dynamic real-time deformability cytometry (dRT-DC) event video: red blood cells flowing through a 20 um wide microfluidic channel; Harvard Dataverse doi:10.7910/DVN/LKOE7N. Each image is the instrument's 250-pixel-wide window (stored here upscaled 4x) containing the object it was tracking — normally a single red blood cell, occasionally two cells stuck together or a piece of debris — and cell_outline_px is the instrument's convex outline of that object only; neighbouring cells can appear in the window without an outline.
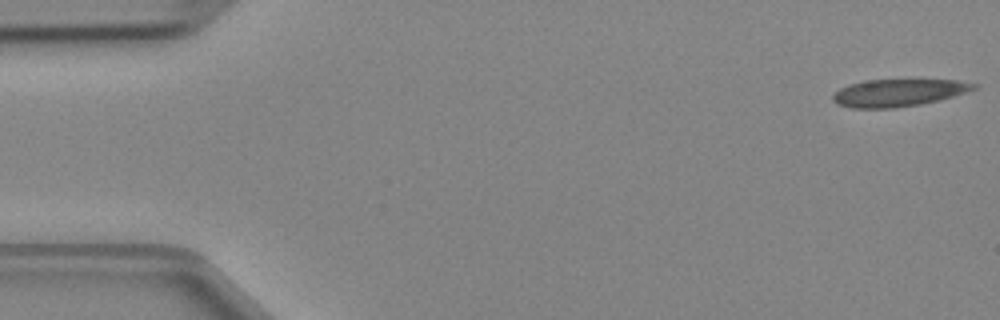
{"species": "Egyptian fruit bat (a non-hibernating species)", "species_latin": "Rousettus aegyptiacus", "temperature_condition": "cold", "stored_images_in_passage": 47, "camera_frame_rate_fps": 3000, "um_per_image_px": 0.085, "animal": {"sex": "female"}, "frame": {"image": 1, "passage_image": 1, "time_ms": 0.0, "image_size_px": [1000, 320], "cell_outline_px": [[980, 84], [976, 88], [940, 100], [920, 104], [892, 108], [852, 108], [836, 104], [832, 100], [832, 96], [840, 88], [848, 84], [864, 80], [956, 80]], "centroid_in_image_um": [76.32, 7.88], "position_along_channel_um": 8.7, "area_um2": 22.37}}
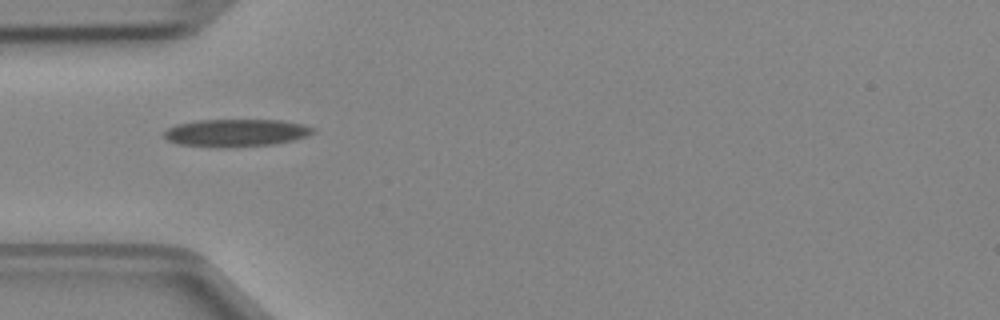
{"frame": {"image": 2, "passage_image": 14, "time_ms": 4.333, "image_size_px": [1000, 320], "cell_outline_px": [[316, 132], [308, 136], [276, 144], [224, 148], [216, 148], [176, 144], [168, 140], [164, 136], [164, 132], [168, 128], [176, 124], [200, 120], [280, 120], [300, 124], [316, 128]], "centroid_in_image_um": [20.06, 11.3], "position_along_channel_um": 64.9, "area_um2": 24.16}}
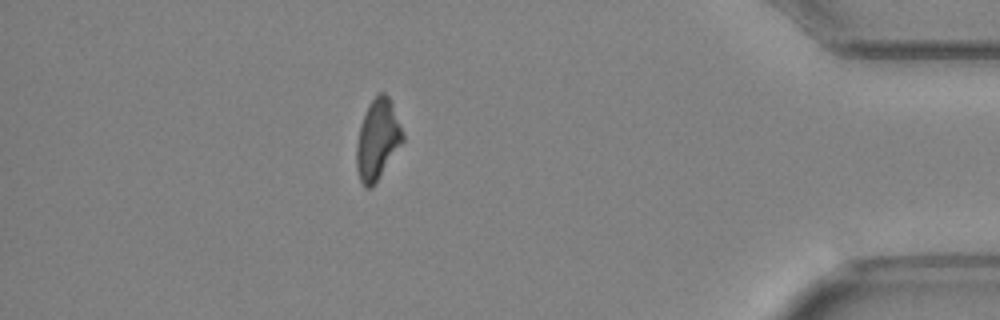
{"frame": {"image": 3, "passage_image": 41, "time_ms": 13.333, "image_size_px": [1000, 320], "cell_outline_px": [[404, 140], [372, 188], [364, 188], [360, 180], [356, 168], [356, 144], [360, 124], [368, 104], [380, 92], [384, 92], [388, 96], [392, 104], [404, 136]], "centroid_in_image_um": [32.06, 11.88], "position_along_channel_um": 403.1, "area_um2": 21.5}}